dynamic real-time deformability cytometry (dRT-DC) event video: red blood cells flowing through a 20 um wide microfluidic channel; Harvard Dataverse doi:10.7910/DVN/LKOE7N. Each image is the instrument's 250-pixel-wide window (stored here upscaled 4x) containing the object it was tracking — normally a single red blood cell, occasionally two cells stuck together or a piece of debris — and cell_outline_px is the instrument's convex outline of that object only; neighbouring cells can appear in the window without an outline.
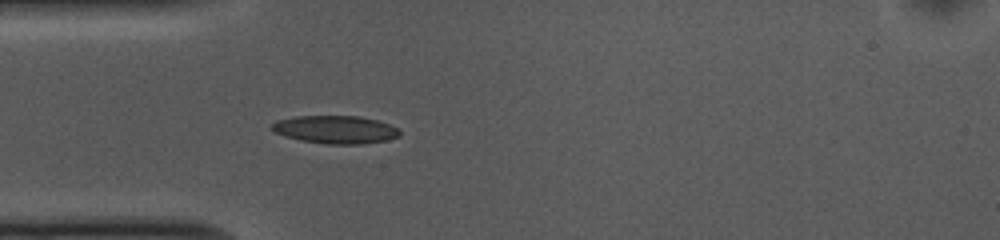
{"species": "common noctule bat (a hibernating species)", "species_latin": "Nyctalus noctula", "temperature_condition": "cold", "stored_images_in_passage": 39, "camera_frame_rate_fps": 3000, "um_per_image_px": 0.085, "animal": {"sex": "female", "body_mass_g": 10.0, "forearm_length_mm": 53.1}, "frame": {"image": 1, "passage_image": 1, "time_ms": 0.0, "image_size_px": [1000, 240], "cell_outline_px": [[400, 136], [388, 140], [360, 144], [328, 144], [300, 140], [284, 136], [276, 132], [272, 128], [272, 124], [276, 120], [296, 116], [360, 116], [376, 120], [400, 128]], "centroid_in_image_um": [28.54, 11.01], "position_along_channel_um": 56.5, "area_um2": 20.81}}
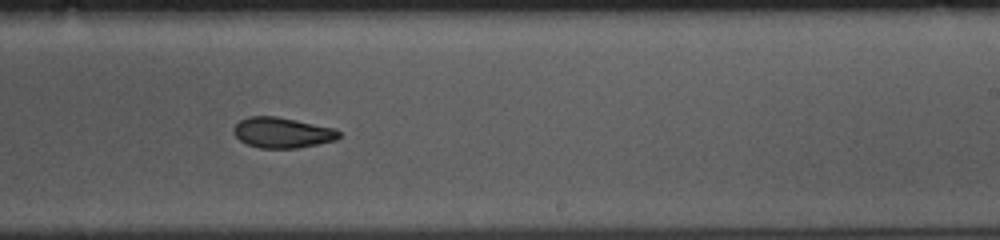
{"frame": {"image": 2, "passage_image": 18, "time_ms": 5.667, "image_size_px": [1000, 240], "cell_outline_px": [[340, 136], [336, 140], [296, 148], [260, 148], [248, 144], [240, 140], [232, 132], [232, 128], [240, 120], [248, 116], [276, 116], [336, 128], [340, 132]], "centroid_in_image_um": [23.98, 11.26], "position_along_channel_um": 265.0, "area_um2": 18.73}}
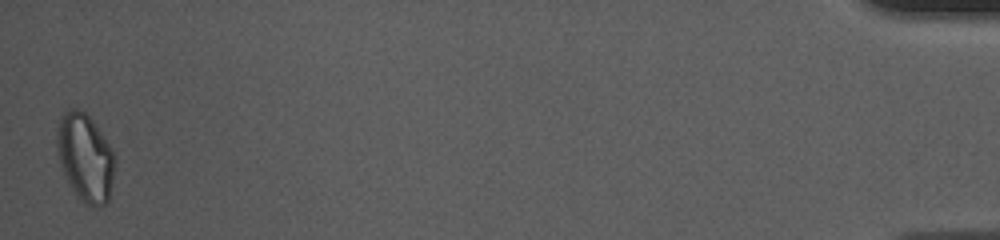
{"frame": {"image": 3, "passage_image": 39, "time_ms": 12.667, "image_size_px": [1000, 240], "cell_outline_px": [[116, 160], [108, 200], [104, 204], [84, 204], [68, 184], [60, 164], [56, 144], [56, 128], [60, 116], [64, 112], [72, 108], [76, 108], [84, 112], [92, 120], [112, 148]], "centroid_in_image_um": [7.22, 13.34], "position_along_channel_um": 428.0, "area_um2": 29.48}, "authors_computed_cell_mechanics": {"area_um2": 19.8254, "velocity_mm_per_s": 3.7097, "shape_relaxation_time_tau1_ms": 9.6938, "shape_relaxation_time_tau2_ms": 3.4591, "deformation_change_tau1": 0.1757, "deformation_change_tau2": 0.0905}}